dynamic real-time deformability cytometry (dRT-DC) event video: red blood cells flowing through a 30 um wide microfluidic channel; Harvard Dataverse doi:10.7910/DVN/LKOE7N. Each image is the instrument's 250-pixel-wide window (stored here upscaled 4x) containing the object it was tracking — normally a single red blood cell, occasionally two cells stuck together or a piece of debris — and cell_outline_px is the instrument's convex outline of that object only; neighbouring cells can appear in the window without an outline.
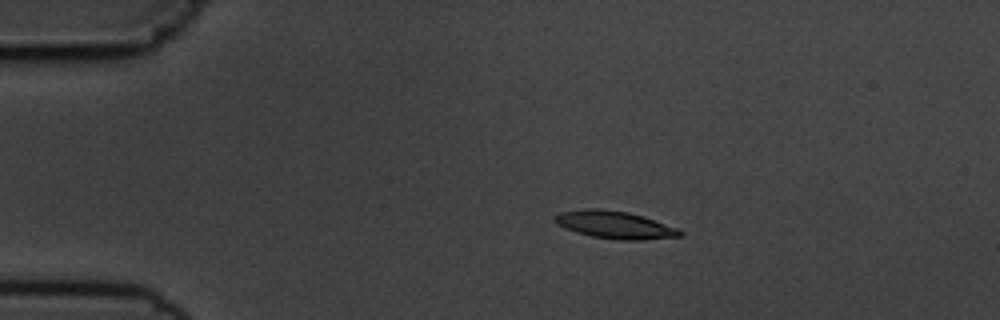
{"species": "common noctule bat (a hibernating species)", "species_latin": "Nyctalus noctula", "temperature_condition": "cold", "stored_images_in_passage": 9, "camera_frame_rate_fps": 3000, "um_per_image_px": 0.085, "animal": {"sex": "male", "body_mass_g": 19.5, "forearm_length_mm": 54.6}, "frame": {"image": 1, "passage_image": 3, "time_ms": 2.333, "image_size_px": [1000, 320], "cell_outline_px": [[684, 236], [644, 240], [616, 240], [592, 236], [576, 232], [556, 224], [552, 220], [552, 216], [560, 212], [588, 208], [596, 208], [628, 212], [644, 216], [676, 228], [684, 232]], "centroid_in_image_um": [52.24, 19.11], "position_along_channel_um": 32.8, "area_um2": 20.23}}
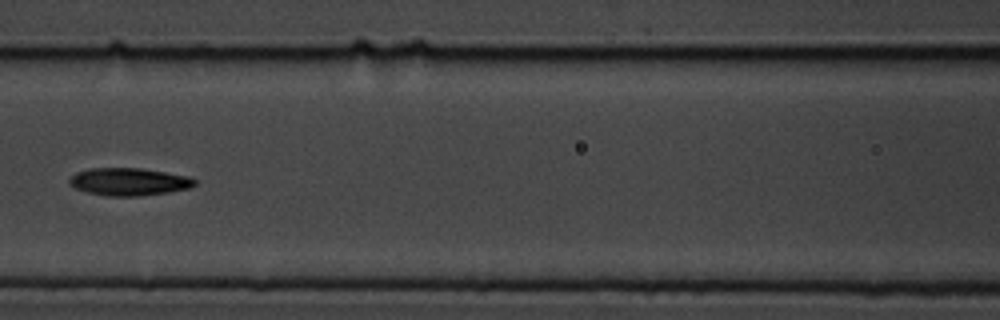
{"frame": {"image": 2, "passage_image": 7, "time_ms": 7.0, "image_size_px": [1000, 320], "cell_outline_px": [[196, 184], [188, 188], [168, 192], [136, 196], [108, 196], [88, 192], [76, 188], [68, 184], [68, 180], [76, 172], [88, 168], [140, 168], [188, 176], [196, 180]], "centroid_in_image_um": [10.93, 15.44], "position_along_channel_um": 155.7, "area_um2": 20.0}}
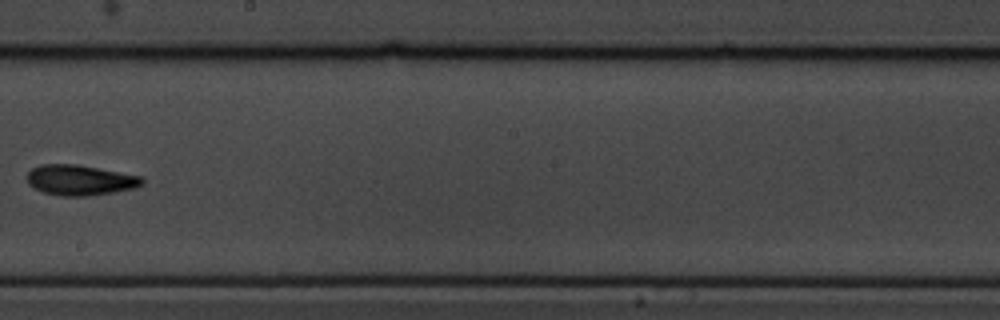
{"frame": {"image": 3, "passage_image": 9, "time_ms": 9.333, "image_size_px": [1000, 320], "cell_outline_px": [[144, 184], [136, 188], [88, 196], [60, 196], [44, 192], [28, 184], [24, 176], [32, 168], [40, 164], [76, 164], [140, 176], [144, 180]], "centroid_in_image_um": [6.77, 15.31], "position_along_channel_um": 241.4, "area_um2": 20.4}}